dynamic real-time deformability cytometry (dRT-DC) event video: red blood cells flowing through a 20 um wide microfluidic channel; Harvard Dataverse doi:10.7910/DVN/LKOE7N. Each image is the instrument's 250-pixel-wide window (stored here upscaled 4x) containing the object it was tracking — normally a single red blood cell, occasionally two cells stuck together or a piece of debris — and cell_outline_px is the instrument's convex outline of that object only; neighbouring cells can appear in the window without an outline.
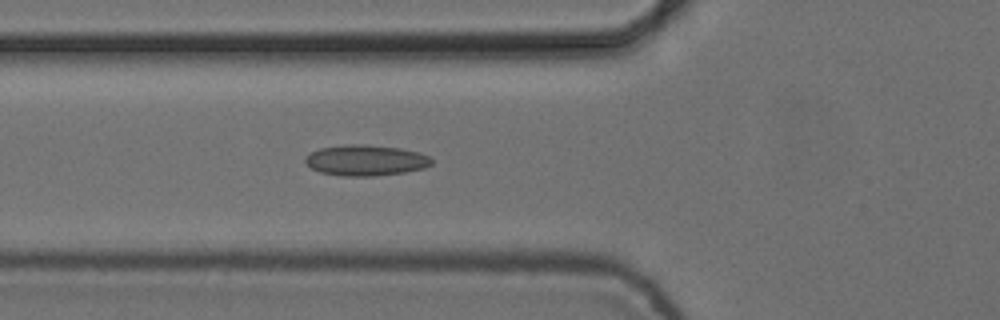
{"species": "common noctule bat (a hibernating species)", "species_latin": "Nyctalus noctula", "temperature_condition": "cold", "stored_images_in_passage": 5, "camera_frame_rate_fps": 3000, "um_per_image_px": 0.085, "animal": {"sex": "female", "body_mass_g": 24.6, "forearm_length_mm": 56.2}, "frame": {"image": 1, "passage_image": 5, "time_ms": 1.333, "image_size_px": [1000, 320], "cell_outline_px": [[432, 164], [424, 168], [404, 172], [376, 176], [340, 176], [320, 172], [312, 168], [304, 160], [312, 152], [320, 148], [348, 144], [368, 144], [400, 148], [420, 152], [428, 156], [432, 160]], "centroid_in_image_um": [31.12, 13.62], "position_along_channel_um": 94.7, "area_um2": 22.66}}